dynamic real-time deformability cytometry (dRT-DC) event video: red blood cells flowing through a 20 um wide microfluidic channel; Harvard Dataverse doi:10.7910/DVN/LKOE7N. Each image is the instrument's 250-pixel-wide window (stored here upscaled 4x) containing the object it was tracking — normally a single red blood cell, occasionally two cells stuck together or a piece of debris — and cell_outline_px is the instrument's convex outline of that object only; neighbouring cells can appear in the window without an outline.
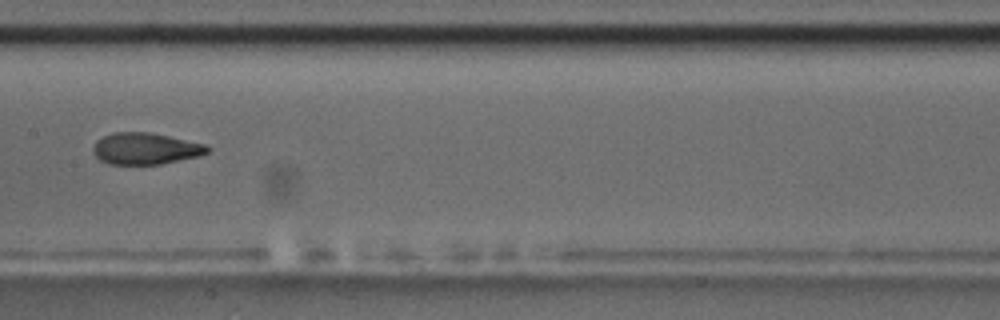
{"species": "common noctule bat (a hibernating species)", "species_latin": "Nyctalus noctula", "temperature_condition": "room temperature", "stored_images_in_passage": 10, "camera_frame_rate_fps": 3000, "um_per_image_px": 0.085, "animal": {"sex": "male", "body_mass_g": 17.5, "forearm_length_mm": 52.3}, "frame": {"image": 1, "passage_image": 9, "time_ms": 9.0, "image_size_px": [1000, 320], "cell_outline_px": [[212, 148], [208, 152], [200, 156], [160, 164], [108, 164], [100, 160], [92, 152], [92, 148], [96, 140], [112, 132], [148, 132], [168, 136], [204, 144]], "centroid_in_image_um": [12.34, 12.63], "position_along_channel_um": 195.1, "area_um2": 21.04}}